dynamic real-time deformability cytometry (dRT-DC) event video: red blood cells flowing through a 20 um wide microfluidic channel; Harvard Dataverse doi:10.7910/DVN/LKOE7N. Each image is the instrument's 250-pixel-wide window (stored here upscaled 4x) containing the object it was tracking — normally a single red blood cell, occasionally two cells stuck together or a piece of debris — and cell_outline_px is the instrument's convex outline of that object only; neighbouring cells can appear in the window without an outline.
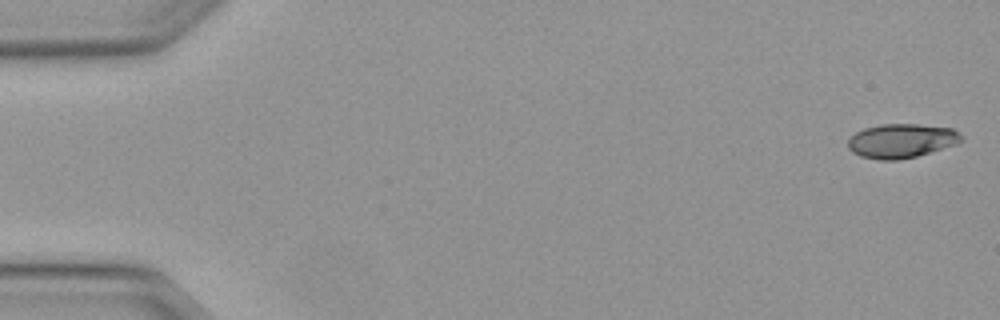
{"species": "Egyptian fruit bat (a non-hibernating species)", "species_latin": "Rousettus aegyptiacus", "temperature_condition": "warm", "stored_images_in_passage": 49, "camera_frame_rate_fps": 3000, "um_per_image_px": 0.085, "animal": {"sex": "female"}, "frame": {"image": 1, "passage_image": 1, "time_ms": 0.0, "image_size_px": [1000, 320], "cell_outline_px": [[964, 140], [956, 144], [916, 156], [896, 160], [880, 160], [860, 156], [852, 152], [848, 148], [848, 140], [856, 132], [864, 128], [880, 124], [916, 124], [952, 128], [964, 136]], "centroid_in_image_um": [76.62, 11.96], "position_along_channel_um": 8.4, "area_um2": 22.54}}
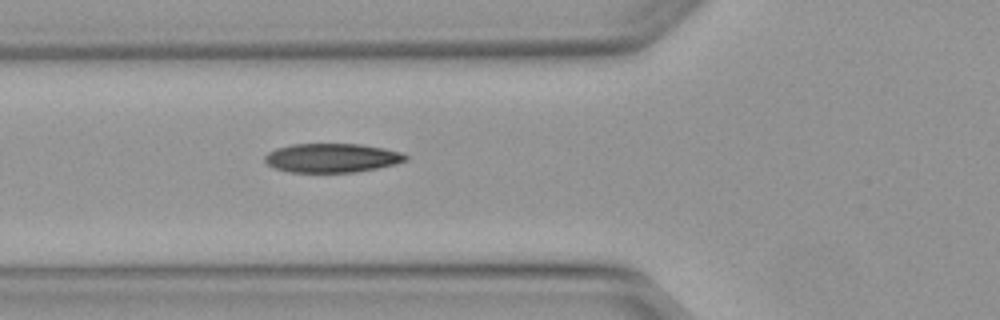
{"frame": {"image": 2, "passage_image": 18, "time_ms": 5.667, "image_size_px": [1000, 320], "cell_outline_px": [[408, 160], [396, 164], [356, 172], [288, 172], [276, 168], [268, 164], [264, 160], [264, 156], [268, 152], [276, 148], [292, 144], [360, 144], [384, 148], [400, 152], [408, 156]], "centroid_in_image_um": [28.21, 13.42], "position_along_channel_um": 97.6, "area_um2": 23.81}}
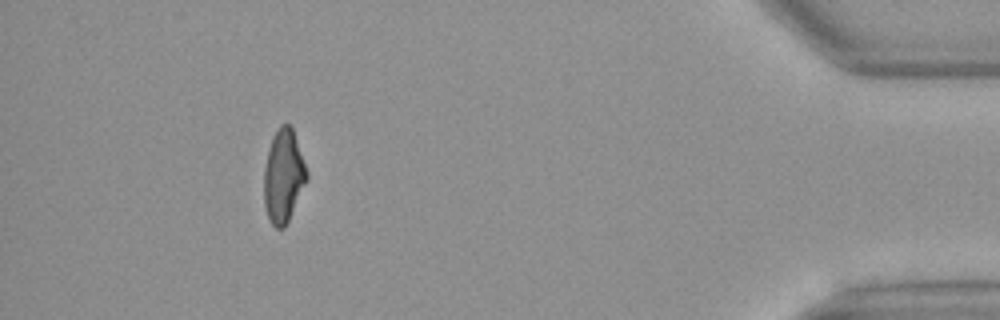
{"frame": {"image": 3, "passage_image": 45, "time_ms": 14.667, "image_size_px": [1000, 320], "cell_outline_px": [[308, 180], [284, 228], [276, 228], [272, 224], [268, 216], [264, 204], [264, 168], [268, 148], [272, 136], [276, 128], [280, 124], [288, 124], [292, 128], [308, 172]], "centroid_in_image_um": [24.09, 14.94], "position_along_channel_um": 411.1, "area_um2": 23.24}, "authors_computed_cell_mechanics": {"area_um2": 23.6402, "velocity_mm_per_s": 4.1419, "shape_relaxation_time_tau1_ms": 5.48, "shape_relaxation_time_tau2_ms": 1.2607, "deformation_change_tau1": 0.1978, "deformation_change_tau2": 0.0713}}